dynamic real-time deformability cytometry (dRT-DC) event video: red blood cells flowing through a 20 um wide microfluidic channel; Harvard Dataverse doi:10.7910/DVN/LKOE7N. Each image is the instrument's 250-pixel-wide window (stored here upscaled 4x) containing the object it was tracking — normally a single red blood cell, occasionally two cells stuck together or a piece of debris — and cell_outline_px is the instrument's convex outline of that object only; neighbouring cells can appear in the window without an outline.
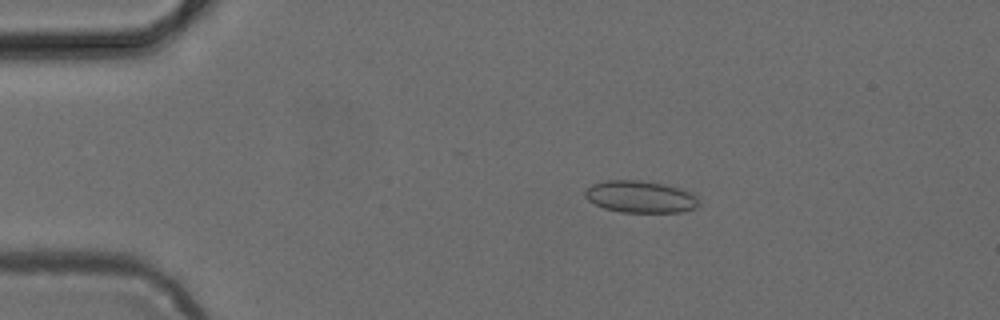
{"species": "common noctule bat (a hibernating species)", "species_latin": "Nyctalus noctula", "temperature_condition": "cold", "stored_images_in_passage": 46, "camera_frame_rate_fps": 3000, "um_per_image_px": 0.085, "animal": {"sex": "female", "body_mass_g": 24.6, "forearm_length_mm": 56.2}, "frame": {"image": 1, "passage_image": 6, "time_ms": 1.667, "image_size_px": [1000, 320], "cell_outline_px": [[696, 208], [680, 212], [620, 212], [604, 208], [588, 200], [584, 196], [584, 192], [592, 184], [604, 180], [640, 180], [664, 184], [680, 188], [696, 196]], "centroid_in_image_um": [54.38, 16.72], "position_along_channel_um": 30.6, "area_um2": 21.04}}
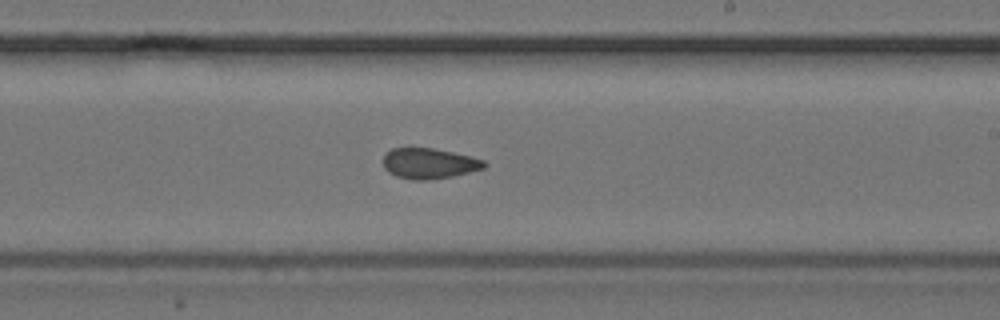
{"frame": {"image": 2, "passage_image": 26, "time_ms": 8.333, "image_size_px": [1000, 320], "cell_outline_px": [[488, 164], [484, 168], [452, 176], [424, 180], [412, 180], [396, 176], [388, 172], [384, 168], [384, 156], [392, 148], [432, 148], [472, 156], [484, 160]], "centroid_in_image_um": [36.48, 13.89], "position_along_channel_um": 252.5, "area_um2": 17.86}}
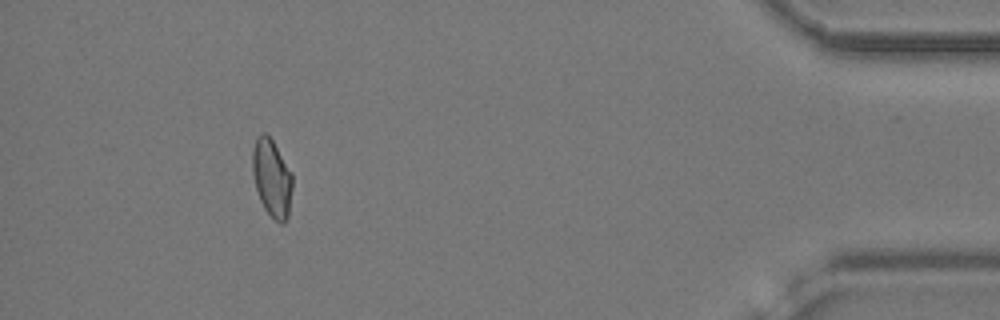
{"frame": {"image": 3, "passage_image": 42, "time_ms": 13.667, "image_size_px": [1000, 320], "cell_outline_px": [[292, 188], [288, 216], [284, 224], [280, 224], [264, 208], [260, 200], [256, 188], [252, 172], [252, 152], [256, 136], [260, 132], [264, 132], [272, 140], [292, 172]], "centroid_in_image_um": [23.1, 15.11], "position_along_channel_um": 412.1, "area_um2": 18.09}}